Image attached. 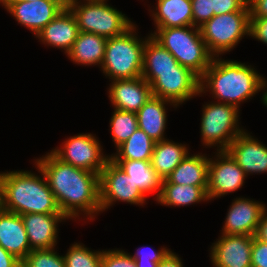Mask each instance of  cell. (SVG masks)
Here are the masks:
<instances>
[{"label": "cell", "mask_w": 267, "mask_h": 267, "mask_svg": "<svg viewBox=\"0 0 267 267\" xmlns=\"http://www.w3.org/2000/svg\"><path fill=\"white\" fill-rule=\"evenodd\" d=\"M214 15L231 12H250L248 0H213Z\"/></svg>", "instance_id": "obj_36"}, {"label": "cell", "mask_w": 267, "mask_h": 267, "mask_svg": "<svg viewBox=\"0 0 267 267\" xmlns=\"http://www.w3.org/2000/svg\"><path fill=\"white\" fill-rule=\"evenodd\" d=\"M79 33L74 15L65 7L37 35L42 45L62 50L65 55L71 50Z\"/></svg>", "instance_id": "obj_19"}, {"label": "cell", "mask_w": 267, "mask_h": 267, "mask_svg": "<svg viewBox=\"0 0 267 267\" xmlns=\"http://www.w3.org/2000/svg\"><path fill=\"white\" fill-rule=\"evenodd\" d=\"M0 246L21 261L32 251L21 215L1 207Z\"/></svg>", "instance_id": "obj_20"}, {"label": "cell", "mask_w": 267, "mask_h": 267, "mask_svg": "<svg viewBox=\"0 0 267 267\" xmlns=\"http://www.w3.org/2000/svg\"><path fill=\"white\" fill-rule=\"evenodd\" d=\"M155 201L170 208L208 202L207 186L161 184L160 194Z\"/></svg>", "instance_id": "obj_27"}, {"label": "cell", "mask_w": 267, "mask_h": 267, "mask_svg": "<svg viewBox=\"0 0 267 267\" xmlns=\"http://www.w3.org/2000/svg\"><path fill=\"white\" fill-rule=\"evenodd\" d=\"M178 107L168 101L152 96L137 112V123L139 129L143 130L155 142L167 139L166 127L168 121V107Z\"/></svg>", "instance_id": "obj_21"}, {"label": "cell", "mask_w": 267, "mask_h": 267, "mask_svg": "<svg viewBox=\"0 0 267 267\" xmlns=\"http://www.w3.org/2000/svg\"><path fill=\"white\" fill-rule=\"evenodd\" d=\"M155 97L168 100L177 107L198 96L200 78L190 69L179 65L175 70L142 71Z\"/></svg>", "instance_id": "obj_9"}, {"label": "cell", "mask_w": 267, "mask_h": 267, "mask_svg": "<svg viewBox=\"0 0 267 267\" xmlns=\"http://www.w3.org/2000/svg\"><path fill=\"white\" fill-rule=\"evenodd\" d=\"M0 5L20 26L31 31L34 37L65 8L58 0Z\"/></svg>", "instance_id": "obj_15"}, {"label": "cell", "mask_w": 267, "mask_h": 267, "mask_svg": "<svg viewBox=\"0 0 267 267\" xmlns=\"http://www.w3.org/2000/svg\"><path fill=\"white\" fill-rule=\"evenodd\" d=\"M193 26L201 27L214 16L213 0H191Z\"/></svg>", "instance_id": "obj_35"}, {"label": "cell", "mask_w": 267, "mask_h": 267, "mask_svg": "<svg viewBox=\"0 0 267 267\" xmlns=\"http://www.w3.org/2000/svg\"><path fill=\"white\" fill-rule=\"evenodd\" d=\"M148 8L155 28L193 26L191 0H156Z\"/></svg>", "instance_id": "obj_22"}, {"label": "cell", "mask_w": 267, "mask_h": 267, "mask_svg": "<svg viewBox=\"0 0 267 267\" xmlns=\"http://www.w3.org/2000/svg\"><path fill=\"white\" fill-rule=\"evenodd\" d=\"M200 135L203 148L226 150L245 129L240 126V111L236 106L209 101L202 105ZM240 121V122H239Z\"/></svg>", "instance_id": "obj_6"}, {"label": "cell", "mask_w": 267, "mask_h": 267, "mask_svg": "<svg viewBox=\"0 0 267 267\" xmlns=\"http://www.w3.org/2000/svg\"><path fill=\"white\" fill-rule=\"evenodd\" d=\"M107 38L91 32L79 31L77 39L66 57L81 66L101 67Z\"/></svg>", "instance_id": "obj_24"}, {"label": "cell", "mask_w": 267, "mask_h": 267, "mask_svg": "<svg viewBox=\"0 0 267 267\" xmlns=\"http://www.w3.org/2000/svg\"><path fill=\"white\" fill-rule=\"evenodd\" d=\"M250 17H267V0H248Z\"/></svg>", "instance_id": "obj_39"}, {"label": "cell", "mask_w": 267, "mask_h": 267, "mask_svg": "<svg viewBox=\"0 0 267 267\" xmlns=\"http://www.w3.org/2000/svg\"><path fill=\"white\" fill-rule=\"evenodd\" d=\"M250 12L214 15L200 29L201 37L213 57H223L246 36L249 37Z\"/></svg>", "instance_id": "obj_8"}, {"label": "cell", "mask_w": 267, "mask_h": 267, "mask_svg": "<svg viewBox=\"0 0 267 267\" xmlns=\"http://www.w3.org/2000/svg\"><path fill=\"white\" fill-rule=\"evenodd\" d=\"M62 162L99 174L111 159L104 154L99 138L92 133H79L67 137L58 147L50 150Z\"/></svg>", "instance_id": "obj_10"}, {"label": "cell", "mask_w": 267, "mask_h": 267, "mask_svg": "<svg viewBox=\"0 0 267 267\" xmlns=\"http://www.w3.org/2000/svg\"><path fill=\"white\" fill-rule=\"evenodd\" d=\"M256 69L245 62L213 57L200 77L198 96L209 93L213 101L234 105L240 110L241 104L263 92L264 76Z\"/></svg>", "instance_id": "obj_2"}, {"label": "cell", "mask_w": 267, "mask_h": 267, "mask_svg": "<svg viewBox=\"0 0 267 267\" xmlns=\"http://www.w3.org/2000/svg\"><path fill=\"white\" fill-rule=\"evenodd\" d=\"M267 206L252 198H233L220 234L255 236Z\"/></svg>", "instance_id": "obj_13"}, {"label": "cell", "mask_w": 267, "mask_h": 267, "mask_svg": "<svg viewBox=\"0 0 267 267\" xmlns=\"http://www.w3.org/2000/svg\"><path fill=\"white\" fill-rule=\"evenodd\" d=\"M103 250H91L81 242H74L63 258L65 267H102Z\"/></svg>", "instance_id": "obj_31"}, {"label": "cell", "mask_w": 267, "mask_h": 267, "mask_svg": "<svg viewBox=\"0 0 267 267\" xmlns=\"http://www.w3.org/2000/svg\"><path fill=\"white\" fill-rule=\"evenodd\" d=\"M0 172V207L19 215L62 214L40 167Z\"/></svg>", "instance_id": "obj_3"}, {"label": "cell", "mask_w": 267, "mask_h": 267, "mask_svg": "<svg viewBox=\"0 0 267 267\" xmlns=\"http://www.w3.org/2000/svg\"><path fill=\"white\" fill-rule=\"evenodd\" d=\"M260 99H261L260 101L263 103L262 105L267 108V78L266 76H264V79H263V92H262V96Z\"/></svg>", "instance_id": "obj_43"}, {"label": "cell", "mask_w": 267, "mask_h": 267, "mask_svg": "<svg viewBox=\"0 0 267 267\" xmlns=\"http://www.w3.org/2000/svg\"><path fill=\"white\" fill-rule=\"evenodd\" d=\"M81 1H109V0H81Z\"/></svg>", "instance_id": "obj_46"}, {"label": "cell", "mask_w": 267, "mask_h": 267, "mask_svg": "<svg viewBox=\"0 0 267 267\" xmlns=\"http://www.w3.org/2000/svg\"><path fill=\"white\" fill-rule=\"evenodd\" d=\"M251 267H267V243L253 236Z\"/></svg>", "instance_id": "obj_38"}, {"label": "cell", "mask_w": 267, "mask_h": 267, "mask_svg": "<svg viewBox=\"0 0 267 267\" xmlns=\"http://www.w3.org/2000/svg\"><path fill=\"white\" fill-rule=\"evenodd\" d=\"M214 153V156L209 155L207 185L209 202L239 190L247 179L244 171L226 150H216Z\"/></svg>", "instance_id": "obj_12"}, {"label": "cell", "mask_w": 267, "mask_h": 267, "mask_svg": "<svg viewBox=\"0 0 267 267\" xmlns=\"http://www.w3.org/2000/svg\"><path fill=\"white\" fill-rule=\"evenodd\" d=\"M249 37L267 45V17H250Z\"/></svg>", "instance_id": "obj_37"}, {"label": "cell", "mask_w": 267, "mask_h": 267, "mask_svg": "<svg viewBox=\"0 0 267 267\" xmlns=\"http://www.w3.org/2000/svg\"><path fill=\"white\" fill-rule=\"evenodd\" d=\"M149 33L162 47L167 49L178 63L195 73L199 78L210 66L213 56L195 26L154 28Z\"/></svg>", "instance_id": "obj_5"}, {"label": "cell", "mask_w": 267, "mask_h": 267, "mask_svg": "<svg viewBox=\"0 0 267 267\" xmlns=\"http://www.w3.org/2000/svg\"><path fill=\"white\" fill-rule=\"evenodd\" d=\"M102 267H137L134 259L124 249H104Z\"/></svg>", "instance_id": "obj_34"}, {"label": "cell", "mask_w": 267, "mask_h": 267, "mask_svg": "<svg viewBox=\"0 0 267 267\" xmlns=\"http://www.w3.org/2000/svg\"><path fill=\"white\" fill-rule=\"evenodd\" d=\"M0 267H21V260L0 246Z\"/></svg>", "instance_id": "obj_40"}, {"label": "cell", "mask_w": 267, "mask_h": 267, "mask_svg": "<svg viewBox=\"0 0 267 267\" xmlns=\"http://www.w3.org/2000/svg\"><path fill=\"white\" fill-rule=\"evenodd\" d=\"M155 141L143 130L137 129L116 152L111 154V160L151 161Z\"/></svg>", "instance_id": "obj_28"}, {"label": "cell", "mask_w": 267, "mask_h": 267, "mask_svg": "<svg viewBox=\"0 0 267 267\" xmlns=\"http://www.w3.org/2000/svg\"><path fill=\"white\" fill-rule=\"evenodd\" d=\"M253 236L220 234L209 257L213 267H251Z\"/></svg>", "instance_id": "obj_14"}, {"label": "cell", "mask_w": 267, "mask_h": 267, "mask_svg": "<svg viewBox=\"0 0 267 267\" xmlns=\"http://www.w3.org/2000/svg\"><path fill=\"white\" fill-rule=\"evenodd\" d=\"M107 2L77 0L67 8L74 15L79 31L95 33L108 39L124 34L135 23Z\"/></svg>", "instance_id": "obj_7"}, {"label": "cell", "mask_w": 267, "mask_h": 267, "mask_svg": "<svg viewBox=\"0 0 267 267\" xmlns=\"http://www.w3.org/2000/svg\"><path fill=\"white\" fill-rule=\"evenodd\" d=\"M109 120V131L114 142L115 149L123 144L139 127L137 115L134 112L113 108Z\"/></svg>", "instance_id": "obj_30"}, {"label": "cell", "mask_w": 267, "mask_h": 267, "mask_svg": "<svg viewBox=\"0 0 267 267\" xmlns=\"http://www.w3.org/2000/svg\"><path fill=\"white\" fill-rule=\"evenodd\" d=\"M252 135L245 129L226 149L247 177L267 174V146Z\"/></svg>", "instance_id": "obj_16"}, {"label": "cell", "mask_w": 267, "mask_h": 267, "mask_svg": "<svg viewBox=\"0 0 267 267\" xmlns=\"http://www.w3.org/2000/svg\"><path fill=\"white\" fill-rule=\"evenodd\" d=\"M207 153H189L181 163L162 180V184L191 186L208 185L209 155Z\"/></svg>", "instance_id": "obj_23"}, {"label": "cell", "mask_w": 267, "mask_h": 267, "mask_svg": "<svg viewBox=\"0 0 267 267\" xmlns=\"http://www.w3.org/2000/svg\"><path fill=\"white\" fill-rule=\"evenodd\" d=\"M99 185L101 213L110 210L118 202L142 207L148 202V197L111 159L99 175Z\"/></svg>", "instance_id": "obj_11"}, {"label": "cell", "mask_w": 267, "mask_h": 267, "mask_svg": "<svg viewBox=\"0 0 267 267\" xmlns=\"http://www.w3.org/2000/svg\"><path fill=\"white\" fill-rule=\"evenodd\" d=\"M189 150L191 149L188 144L175 142L169 138L158 141L151 156V166L164 180L189 155Z\"/></svg>", "instance_id": "obj_25"}, {"label": "cell", "mask_w": 267, "mask_h": 267, "mask_svg": "<svg viewBox=\"0 0 267 267\" xmlns=\"http://www.w3.org/2000/svg\"><path fill=\"white\" fill-rule=\"evenodd\" d=\"M171 251L170 248L161 246L156 251L150 245L139 247L134 254L129 255L134 259L137 267H158L159 263Z\"/></svg>", "instance_id": "obj_33"}, {"label": "cell", "mask_w": 267, "mask_h": 267, "mask_svg": "<svg viewBox=\"0 0 267 267\" xmlns=\"http://www.w3.org/2000/svg\"><path fill=\"white\" fill-rule=\"evenodd\" d=\"M147 197L155 193L154 201L161 191L162 179L152 168L150 161L113 160Z\"/></svg>", "instance_id": "obj_26"}, {"label": "cell", "mask_w": 267, "mask_h": 267, "mask_svg": "<svg viewBox=\"0 0 267 267\" xmlns=\"http://www.w3.org/2000/svg\"><path fill=\"white\" fill-rule=\"evenodd\" d=\"M158 267H184L182 258L172 250L159 263Z\"/></svg>", "instance_id": "obj_41"}, {"label": "cell", "mask_w": 267, "mask_h": 267, "mask_svg": "<svg viewBox=\"0 0 267 267\" xmlns=\"http://www.w3.org/2000/svg\"><path fill=\"white\" fill-rule=\"evenodd\" d=\"M57 251V247L34 249L21 261V267H65L63 254Z\"/></svg>", "instance_id": "obj_32"}, {"label": "cell", "mask_w": 267, "mask_h": 267, "mask_svg": "<svg viewBox=\"0 0 267 267\" xmlns=\"http://www.w3.org/2000/svg\"><path fill=\"white\" fill-rule=\"evenodd\" d=\"M40 0H0V4H16L19 2H34Z\"/></svg>", "instance_id": "obj_44"}, {"label": "cell", "mask_w": 267, "mask_h": 267, "mask_svg": "<svg viewBox=\"0 0 267 267\" xmlns=\"http://www.w3.org/2000/svg\"><path fill=\"white\" fill-rule=\"evenodd\" d=\"M109 82L108 98L112 107L119 110L136 113L153 96L150 84L142 76Z\"/></svg>", "instance_id": "obj_17"}, {"label": "cell", "mask_w": 267, "mask_h": 267, "mask_svg": "<svg viewBox=\"0 0 267 267\" xmlns=\"http://www.w3.org/2000/svg\"><path fill=\"white\" fill-rule=\"evenodd\" d=\"M137 28L134 24L124 34L107 39L100 71L109 81L141 77L145 41L151 35L141 38Z\"/></svg>", "instance_id": "obj_4"}, {"label": "cell", "mask_w": 267, "mask_h": 267, "mask_svg": "<svg viewBox=\"0 0 267 267\" xmlns=\"http://www.w3.org/2000/svg\"><path fill=\"white\" fill-rule=\"evenodd\" d=\"M33 162L44 173L57 205L68 221L92 222L101 214L99 174L64 163L51 151Z\"/></svg>", "instance_id": "obj_1"}, {"label": "cell", "mask_w": 267, "mask_h": 267, "mask_svg": "<svg viewBox=\"0 0 267 267\" xmlns=\"http://www.w3.org/2000/svg\"><path fill=\"white\" fill-rule=\"evenodd\" d=\"M64 7H68L69 5L75 3L77 0H58Z\"/></svg>", "instance_id": "obj_45"}, {"label": "cell", "mask_w": 267, "mask_h": 267, "mask_svg": "<svg viewBox=\"0 0 267 267\" xmlns=\"http://www.w3.org/2000/svg\"><path fill=\"white\" fill-rule=\"evenodd\" d=\"M255 237L260 241L267 243V209L261 217Z\"/></svg>", "instance_id": "obj_42"}, {"label": "cell", "mask_w": 267, "mask_h": 267, "mask_svg": "<svg viewBox=\"0 0 267 267\" xmlns=\"http://www.w3.org/2000/svg\"><path fill=\"white\" fill-rule=\"evenodd\" d=\"M23 220L30 249L56 248L59 224L68 219L63 214H23Z\"/></svg>", "instance_id": "obj_18"}, {"label": "cell", "mask_w": 267, "mask_h": 267, "mask_svg": "<svg viewBox=\"0 0 267 267\" xmlns=\"http://www.w3.org/2000/svg\"><path fill=\"white\" fill-rule=\"evenodd\" d=\"M179 65L174 56L151 36L145 41L142 71L175 70Z\"/></svg>", "instance_id": "obj_29"}]
</instances>
